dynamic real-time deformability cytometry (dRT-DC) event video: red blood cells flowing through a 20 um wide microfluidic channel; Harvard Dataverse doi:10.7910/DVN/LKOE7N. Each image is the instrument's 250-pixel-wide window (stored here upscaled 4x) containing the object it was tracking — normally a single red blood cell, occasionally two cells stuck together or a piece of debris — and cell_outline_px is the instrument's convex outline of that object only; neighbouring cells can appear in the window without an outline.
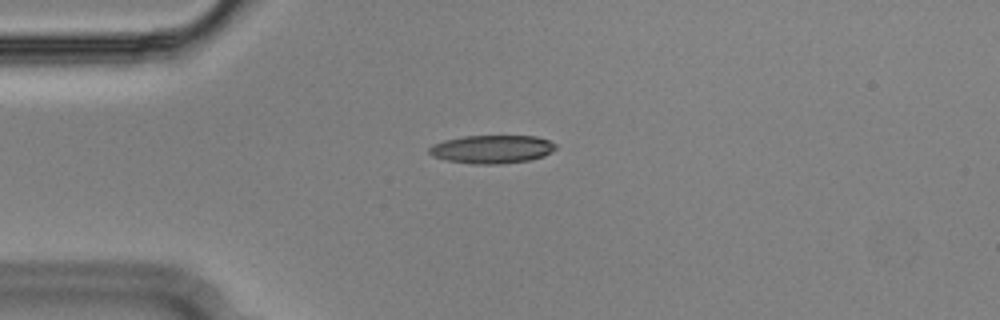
{"species": "Egyptian fruit bat (a non-hibernating species)", "species_latin": "Rousettus aegyptiacus", "temperature_condition": "cold", "stored_images_in_passage": 42, "camera_frame_rate_fps": 3000, "um_per_image_px": 0.085, "animal": {"sex": "male"}, "frame": {"image": 1, "passage_image": 1, "time_ms": 0.0, "image_size_px": [1000, 320], "cell_outline_px": [[556, 148], [552, 152], [544, 156], [528, 160], [500, 164], [472, 164], [448, 160], [432, 156], [428, 152], [428, 148], [432, 144], [444, 140], [464, 136], [536, 136], [548, 140], [556, 144]], "centroid_in_image_um": [41.8, 12.68], "position_along_channel_um": 43.2, "area_um2": 20.87}}
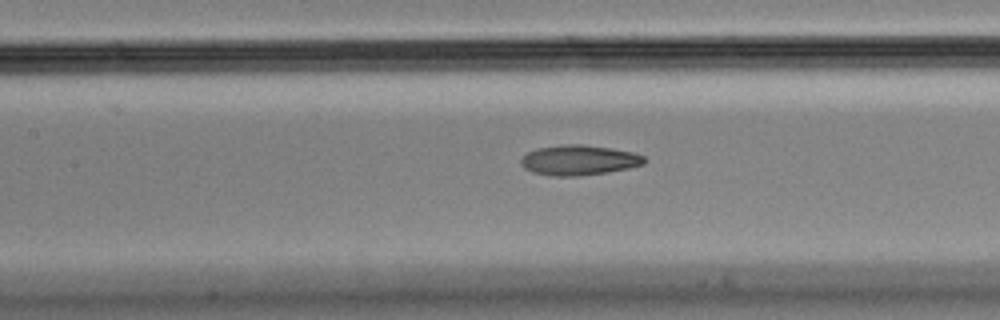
{"frame": {"image": 2, "passage_image": 12, "time_ms": 3.667, "image_size_px": [1000, 320], "cell_outline_px": [[648, 160], [644, 164], [628, 168], [608, 172], [576, 176], [548, 176], [532, 172], [524, 168], [520, 164], [520, 160], [528, 152], [536, 148], [564, 144], [580, 144], [612, 148], [632, 152], [644, 156]], "centroid_in_image_um": [49.2, 13.61], "position_along_channel_um": 158.2, "area_um2": 21.79}}
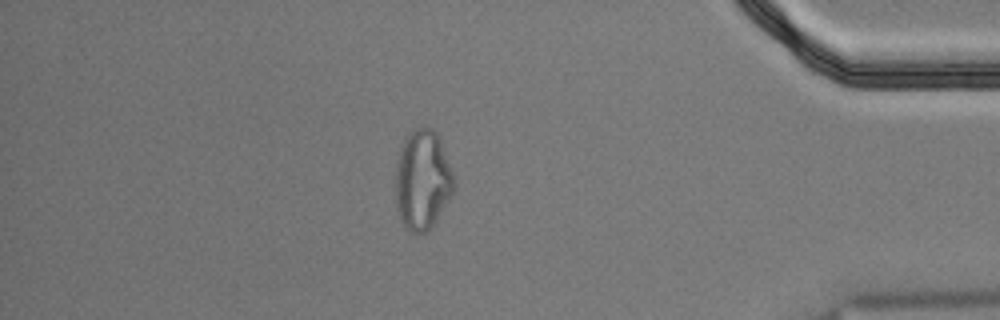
{"frame": {"image": 3, "passage_image": 35, "time_ms": 11.333, "image_size_px": [1000, 320], "cell_outline_px": [[456, 188], [436, 224], [428, 232], [412, 232], [404, 224], [396, 208], [396, 160], [400, 144], [404, 136], [412, 128], [424, 124], [428, 124], [436, 132], [440, 140], [452, 172], [456, 184]], "centroid_in_image_um": [35.92, 15.24], "position_along_channel_um": 399.3, "area_um2": 34.85}, "authors_computed_cell_mechanics": {"area_um2": 21.8195, "velocity_mm_per_s": 3.6384, "shape_relaxation_time_tau1_ms": null, "shape_relaxation_time_tau2_ms": 4.5445, "deformation_change_tau1": null, "deformation_change_tau2": 0.1262}}